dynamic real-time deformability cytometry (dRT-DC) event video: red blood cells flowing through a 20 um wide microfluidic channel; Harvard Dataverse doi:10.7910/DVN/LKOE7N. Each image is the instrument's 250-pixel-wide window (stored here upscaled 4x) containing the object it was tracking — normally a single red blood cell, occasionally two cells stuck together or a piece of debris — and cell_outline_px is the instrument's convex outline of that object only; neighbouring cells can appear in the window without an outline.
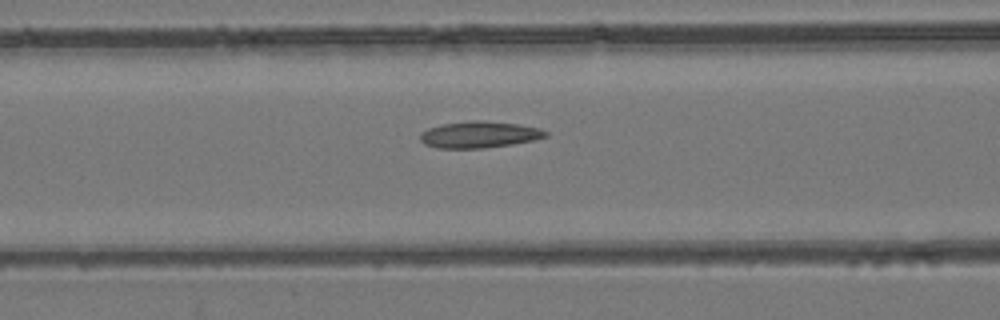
{"species": "common noctule bat (a hibernating species)", "species_latin": "Nyctalus noctula", "temperature_condition": "room temperature", "stored_images_in_passage": 43, "segment_of_instrument_passage": [1, 2], "camera_frame_rate_fps": 3000, "um_per_image_px": 0.085, "animal": {"sex": "female", "body_mass_g": 24.6, "forearm_length_mm": 56.2}, "frame": {"image": 1, "passage_image": 11, "time_ms": 3.333, "image_size_px": [1000, 320], "cell_outline_px": [[548, 136], [532, 140], [512, 144], [484, 148], [436, 148], [424, 144], [420, 140], [420, 132], [428, 128], [440, 124], [468, 120], [484, 120], [516, 124], [540, 128], [548, 132]], "centroid_in_image_um": [40.69, 11.43], "position_along_channel_um": 125.9, "area_um2": 19.54}}
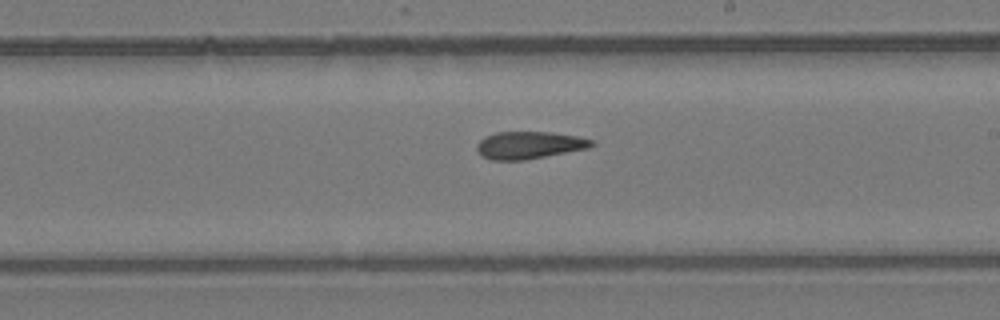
{"frame": {"image": 2, "passage_image": 20, "time_ms": 6.333, "image_size_px": [1000, 320], "cell_outline_px": [[596, 144], [588, 148], [524, 160], [492, 160], [484, 156], [476, 148], [476, 144], [484, 136], [496, 132], [548, 132], [576, 136], [596, 140]], "centroid_in_image_um": [45.0, 12.33], "position_along_channel_um": 244.0, "area_um2": 18.21}}
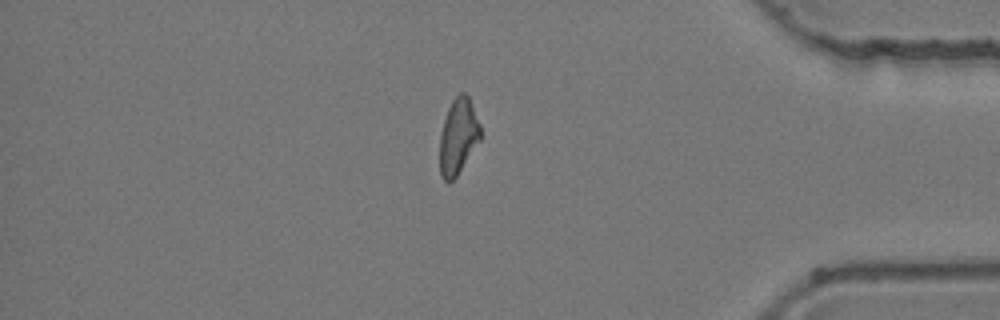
{"frame": {"image": 3, "passage_image": 34, "time_ms": 11.0, "image_size_px": [1000, 320], "cell_outline_px": [[480, 140], [456, 176], [448, 184], [440, 176], [440, 136], [444, 120], [448, 108], [452, 100], [460, 92], [464, 92], [468, 96], [480, 124]], "centroid_in_image_um": [38.93, 11.6], "position_along_channel_um": 396.3, "area_um2": 17.74}}